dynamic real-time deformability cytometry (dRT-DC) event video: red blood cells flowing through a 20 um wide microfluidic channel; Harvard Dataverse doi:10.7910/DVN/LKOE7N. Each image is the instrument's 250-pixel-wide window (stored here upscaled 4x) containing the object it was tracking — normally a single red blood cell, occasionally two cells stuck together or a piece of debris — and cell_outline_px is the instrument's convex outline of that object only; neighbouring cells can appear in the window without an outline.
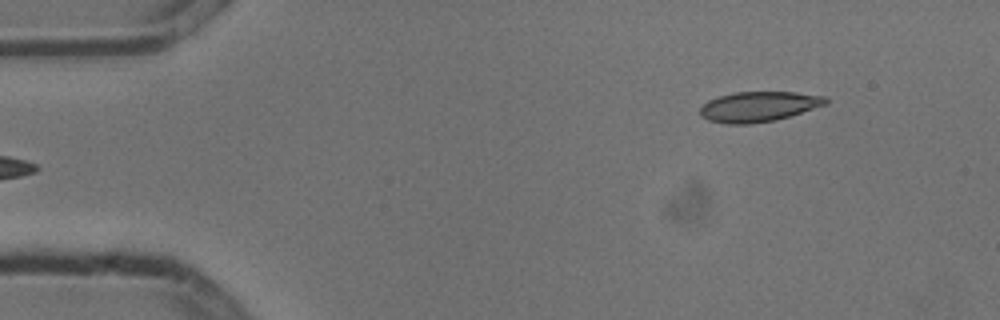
{"species": "common noctule bat (a hibernating species)", "species_latin": "Nyctalus noctula", "temperature_condition": "cold", "stored_images_in_passage": 6, "segment_of_instrument_passage": [2, 2], "camera_frame_rate_fps": 3000, "um_per_image_px": 0.085, "animal": {"sex": "male", "body_mass_g": 13.3}, "frame": {"image": 1, "passage_image": 6, "time_ms": 1.667, "image_size_px": [1000, 320], "cell_outline_px": [[828, 104], [776, 120], [748, 124], [728, 124], [708, 120], [700, 116], [700, 108], [708, 100], [720, 96], [736, 92], [796, 92], [824, 96], [828, 100]], "centroid_in_image_um": [64.49, 9.06], "position_along_channel_um": 20.5, "area_um2": 22.02}}